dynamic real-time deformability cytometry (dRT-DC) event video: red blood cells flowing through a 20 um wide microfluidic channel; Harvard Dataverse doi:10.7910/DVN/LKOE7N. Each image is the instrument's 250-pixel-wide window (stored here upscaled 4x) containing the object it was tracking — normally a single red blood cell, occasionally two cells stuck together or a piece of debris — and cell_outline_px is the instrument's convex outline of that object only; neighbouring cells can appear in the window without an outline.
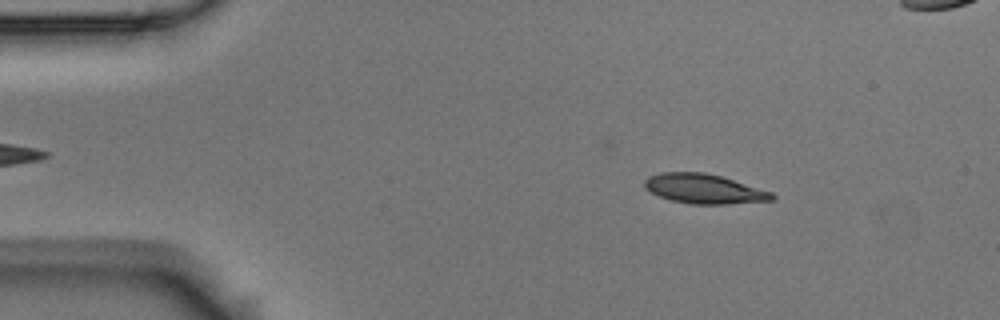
{"species": "Egyptian fruit bat (a non-hibernating species)", "species_latin": "Rousettus aegyptiacus", "temperature_condition": "room temperature", "stored_images_in_passage": 60, "camera_frame_rate_fps": 3000, "um_per_image_px": 0.085, "animal": {"sex": "male"}, "frame": {"image": 1, "passage_image": 8, "time_ms": 2.333, "image_size_px": [1000, 320], "cell_outline_px": [[776, 200], [724, 204], [692, 204], [672, 200], [660, 196], [644, 188], [644, 180], [648, 176], [660, 172], [704, 172], [720, 176], [772, 192], [776, 196]], "centroid_in_image_um": [59.84, 16.05], "position_along_channel_um": 25.2, "area_um2": 21.85}}
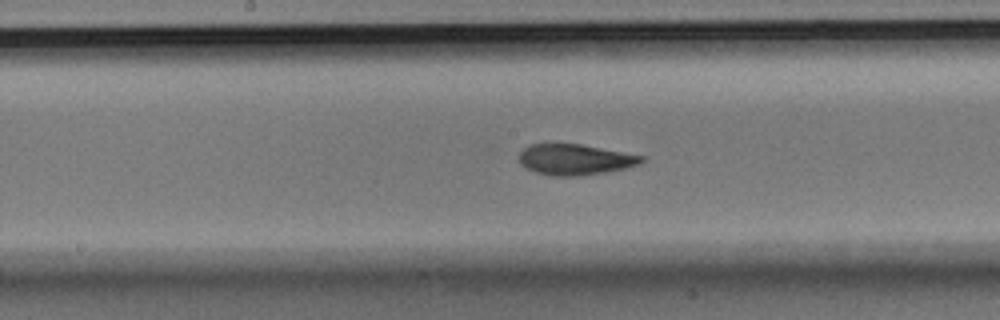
{"frame": {"image": 2, "passage_image": 28, "time_ms": 9.0, "image_size_px": [1000, 320], "cell_outline_px": [[644, 160], [640, 164], [624, 168], [604, 172], [580, 176], [552, 176], [536, 172], [524, 168], [520, 164], [520, 152], [528, 144], [580, 144], [644, 156]], "centroid_in_image_um": [48.84, 13.56], "position_along_channel_um": 199.4, "area_um2": 21.85}}
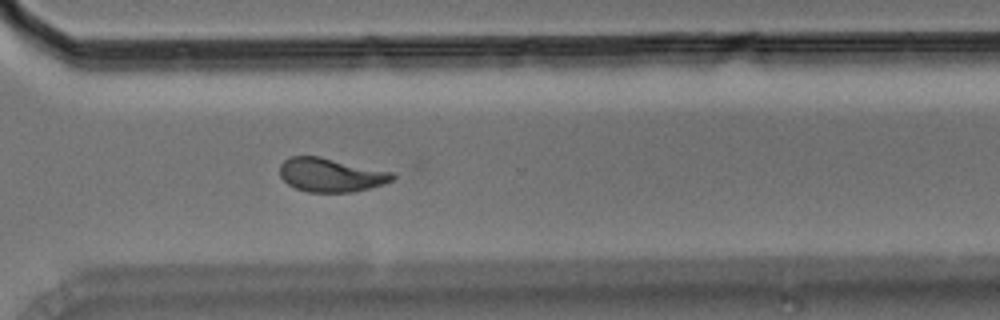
{"frame": {"image": 3, "passage_image": 40, "time_ms": 13.0, "image_size_px": [1000, 320], "cell_outline_px": [[396, 176], [392, 180], [384, 184], [352, 192], [308, 192], [296, 188], [288, 184], [280, 176], [280, 164], [284, 160], [292, 156], [320, 156], [396, 172]], "centroid_in_image_um": [28.15, 14.86], "position_along_channel_um": 342.4, "area_um2": 22.37}, "authors_computed_cell_mechanics": {"area_um2": 21.7617, "velocity_mm_per_s": 3.5832, "shape_relaxation_time_tau1_ms": null, "shape_relaxation_time_tau2_ms": 1.6458, "deformation_change_tau1": null, "deformation_change_tau2": 0.0689}}